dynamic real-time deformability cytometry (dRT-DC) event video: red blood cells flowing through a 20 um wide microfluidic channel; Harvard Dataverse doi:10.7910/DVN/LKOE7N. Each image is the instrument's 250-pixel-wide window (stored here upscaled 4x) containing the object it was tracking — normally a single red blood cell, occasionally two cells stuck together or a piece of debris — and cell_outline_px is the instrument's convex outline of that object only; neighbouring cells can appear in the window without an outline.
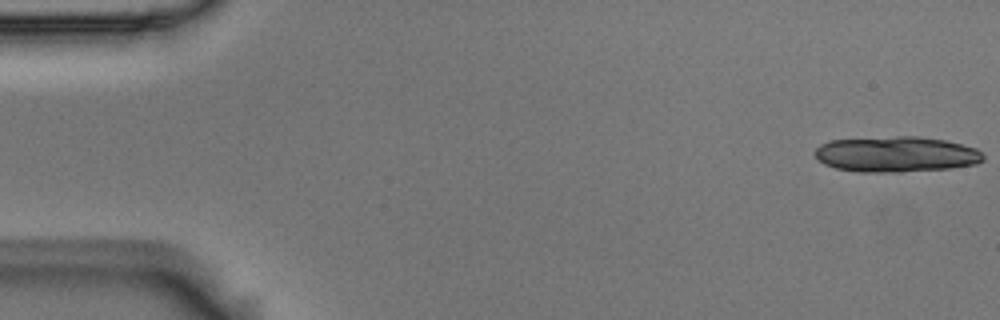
{"species": "Egyptian fruit bat (a non-hibernating species)", "species_latin": "Rousettus aegyptiacus", "temperature_condition": "room temperature", "stored_images_in_passage": 15, "camera_frame_rate_fps": 3000, "um_per_image_px": 0.085, "animal": {"sex": "male"}, "frame": {"image": 1, "passage_image": 1, "time_ms": 0.0, "image_size_px": [1000, 320], "cell_outline_px": [[984, 160], [976, 164], [948, 168], [900, 172], [860, 172], [836, 168], [824, 164], [816, 156], [816, 148], [820, 144], [828, 140], [896, 136], [920, 136], [948, 140], [976, 148], [984, 156]], "centroid_in_image_um": [76.19, 13.1], "position_along_channel_um": 8.8, "area_um2": 35.08}}